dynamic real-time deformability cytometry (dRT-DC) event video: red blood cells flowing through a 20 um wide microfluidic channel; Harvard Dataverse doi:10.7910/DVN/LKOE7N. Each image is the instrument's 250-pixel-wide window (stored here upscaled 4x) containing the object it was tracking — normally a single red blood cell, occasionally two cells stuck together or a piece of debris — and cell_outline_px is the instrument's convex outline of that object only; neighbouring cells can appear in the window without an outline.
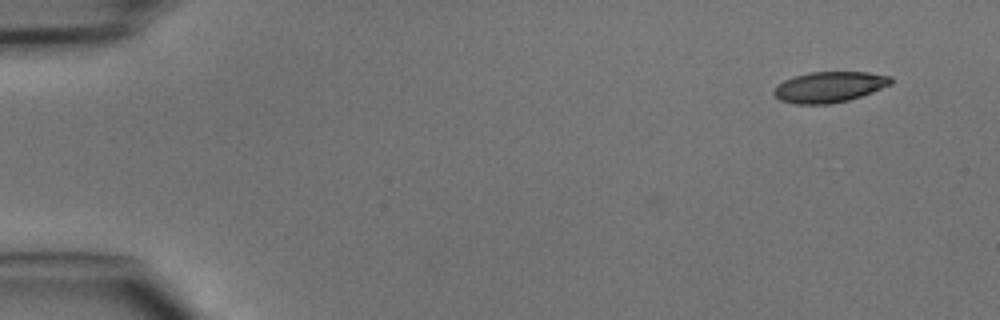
{"species": "common noctule bat (a hibernating species)", "species_latin": "Nyctalus noctula", "temperature_condition": "cold", "stored_images_in_passage": 20, "camera_frame_rate_fps": 3000, "um_per_image_px": 0.085, "animal": {"sex": "male", "body_mass_g": 15.6}, "frame": {"image": 1, "passage_image": 1, "time_ms": 0.0, "image_size_px": [1000, 320], "cell_outline_px": [[892, 84], [872, 92], [848, 100], [828, 104], [796, 104], [780, 100], [772, 92], [776, 84], [784, 80], [808, 72], [868, 72], [892, 76]], "centroid_in_image_um": [70.48, 7.39], "position_along_channel_um": 14.5, "area_um2": 20.98}}
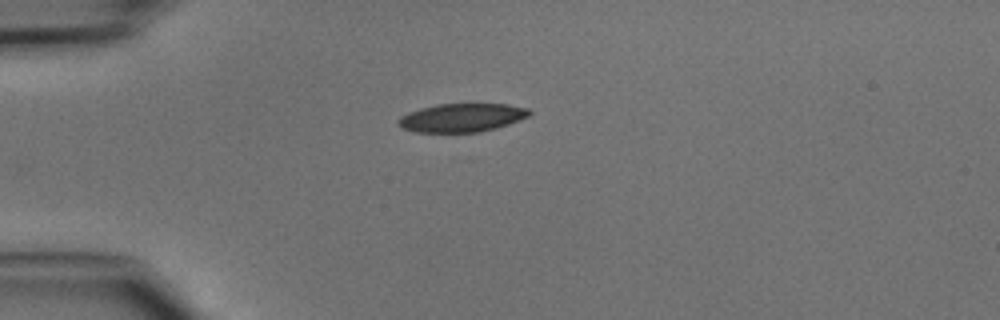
{"frame": {"image": 2, "passage_image": 10, "time_ms": 3.0, "image_size_px": [1000, 320], "cell_outline_px": [[532, 112], [528, 116], [520, 120], [496, 128], [480, 132], [416, 132], [404, 128], [396, 124], [396, 120], [400, 116], [408, 112], [420, 108], [436, 104], [508, 104], [528, 108]], "centroid_in_image_um": [39.24, 10.0], "position_along_channel_um": 45.8, "area_um2": 21.85}}